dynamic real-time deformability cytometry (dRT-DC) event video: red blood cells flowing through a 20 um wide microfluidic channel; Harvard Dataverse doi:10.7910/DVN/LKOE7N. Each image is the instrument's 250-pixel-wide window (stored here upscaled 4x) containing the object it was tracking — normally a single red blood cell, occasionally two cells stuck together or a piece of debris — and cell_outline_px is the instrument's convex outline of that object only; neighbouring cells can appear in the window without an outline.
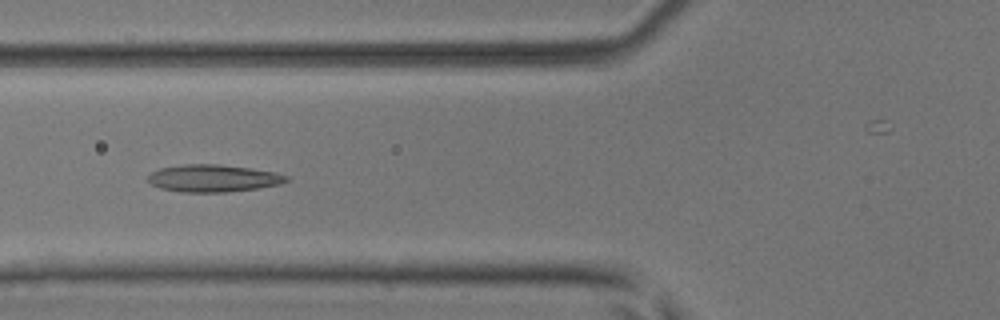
{"species": "common noctule bat (a hibernating species)", "species_latin": "Nyctalus noctula", "temperature_condition": "room temperature", "stored_images_in_passage": 43, "camera_frame_rate_fps": 3000, "um_per_image_px": 0.085, "animal": {"sex": "male", "body_mass_g": 17.9, "forearm_length_mm": 54.2}, "frame": {"image": 1, "passage_image": 19, "time_ms": 6.0, "image_size_px": [1000, 320], "cell_outline_px": [[288, 180], [280, 184], [260, 188], [228, 192], [180, 192], [160, 188], [152, 184], [148, 180], [148, 176], [152, 172], [160, 168], [184, 164], [216, 164], [252, 168], [276, 172], [288, 176]], "centroid_in_image_um": [18.14, 15.15], "position_along_channel_um": 107.7, "area_um2": 22.08}}
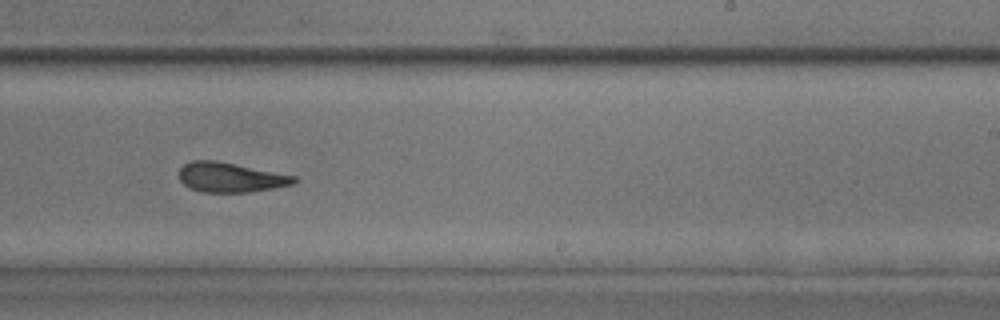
{"frame": {"image": 2, "passage_image": 31, "time_ms": 10.0, "image_size_px": [1000, 320], "cell_outline_px": [[296, 180], [292, 184], [272, 188], [248, 192], [200, 192], [184, 184], [180, 180], [180, 168], [184, 164], [192, 160], [216, 160], [296, 176]], "centroid_in_image_um": [19.56, 15.07], "position_along_channel_um": 269.4, "area_um2": 19.65}}
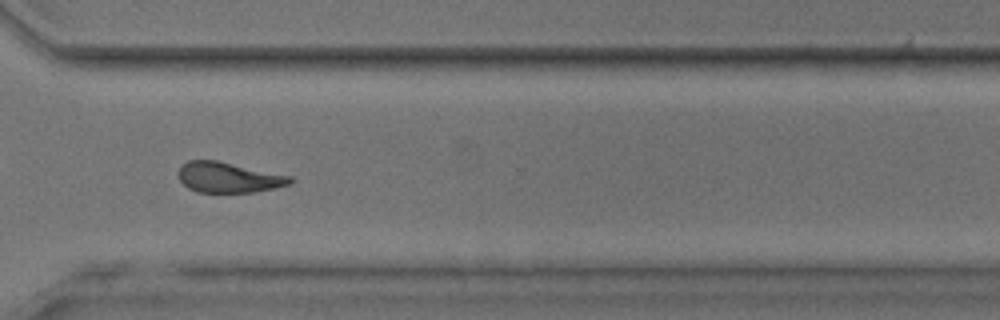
{"frame": {"image": 3, "passage_image": 37, "time_ms": 12.0, "image_size_px": [1000, 320], "cell_outline_px": [[292, 184], [276, 188], [252, 192], [196, 192], [188, 188], [180, 180], [176, 172], [188, 160], [216, 160], [292, 176]], "centroid_in_image_um": [19.43, 15.08], "position_along_channel_um": 351.2, "area_um2": 19.83}}